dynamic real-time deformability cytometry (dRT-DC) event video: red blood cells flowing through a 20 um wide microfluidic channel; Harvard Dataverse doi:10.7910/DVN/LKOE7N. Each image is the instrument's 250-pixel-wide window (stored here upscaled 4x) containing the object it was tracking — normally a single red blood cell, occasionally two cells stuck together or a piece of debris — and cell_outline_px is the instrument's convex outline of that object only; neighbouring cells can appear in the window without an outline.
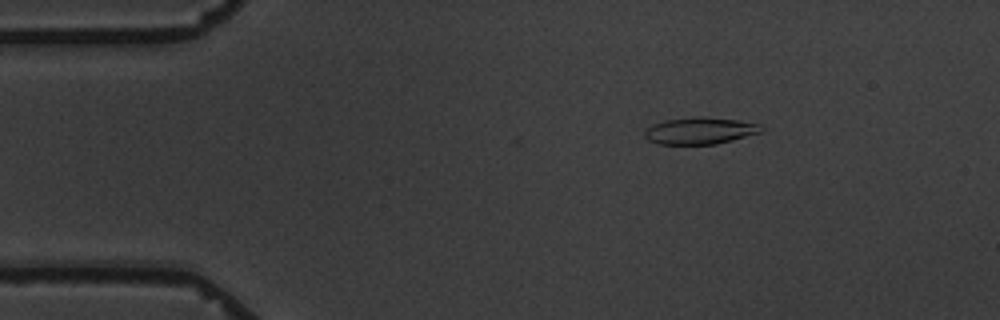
{"species": "common noctule bat (a hibernating species)", "species_latin": "Nyctalus noctula", "temperature_condition": "warm", "stored_images_in_passage": 4, "camera_frame_rate_fps": 3000, "um_per_image_px": 0.085, "animal": {"sex": "male", "body_mass_g": 19.5, "forearm_length_mm": 54.6}, "frame": {"image": 1, "passage_image": 3, "time_ms": 2.333, "image_size_px": [1000, 320], "cell_outline_px": [[764, 128], [760, 132], [732, 140], [716, 144], [660, 144], [648, 140], [644, 136], [644, 132], [652, 124], [664, 120], [692, 116], [700, 116], [736, 120], [760, 124]], "centroid_in_image_um": [59.47, 11.1], "position_along_channel_um": 25.5, "area_um2": 18.21}}